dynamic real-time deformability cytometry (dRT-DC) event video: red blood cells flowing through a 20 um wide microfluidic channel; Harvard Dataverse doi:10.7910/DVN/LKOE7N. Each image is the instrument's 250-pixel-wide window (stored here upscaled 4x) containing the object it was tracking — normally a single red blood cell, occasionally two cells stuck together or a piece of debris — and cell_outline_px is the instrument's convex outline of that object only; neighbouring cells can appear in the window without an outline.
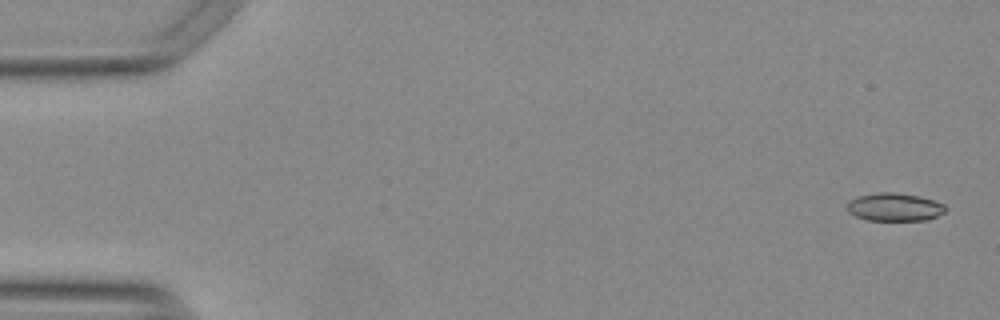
{"species": "Egyptian fruit bat (a non-hibernating species)", "species_latin": "Rousettus aegyptiacus", "temperature_condition": "warm", "stored_images_in_passage": 55, "camera_frame_rate_fps": 3000, "um_per_image_px": 0.085, "animal": {"sex": "female"}, "frame": {"image": 1, "passage_image": 2, "time_ms": 0.333, "image_size_px": [1000, 320], "cell_outline_px": [[944, 212], [928, 220], [868, 220], [856, 216], [848, 212], [848, 200], [860, 196], [876, 192], [896, 192], [920, 196], [936, 200], [944, 204]], "centroid_in_image_um": [76.04, 17.59], "position_along_channel_um": 9.0, "area_um2": 16.07}}
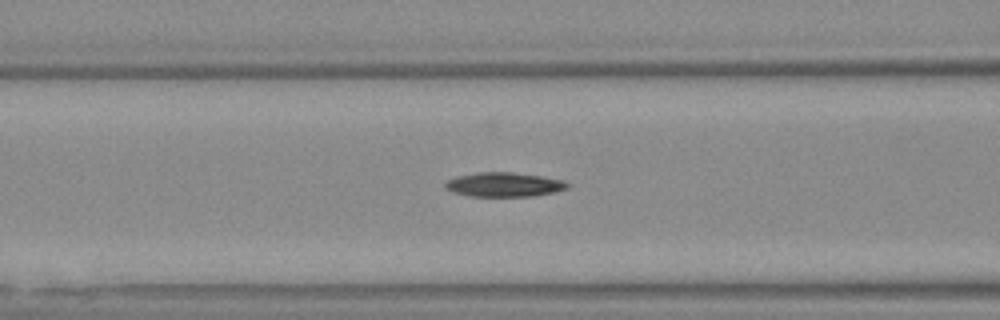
{"frame": {"image": 2, "passage_image": 22, "time_ms": 7.0, "image_size_px": [1000, 320], "cell_outline_px": [[568, 188], [552, 192], [532, 196], [468, 196], [444, 188], [444, 184], [448, 180], [456, 176], [480, 172], [512, 172], [540, 176], [560, 180], [568, 184]], "centroid_in_image_um": [42.79, 15.69], "position_along_channel_um": 123.8, "area_um2": 16.99}}
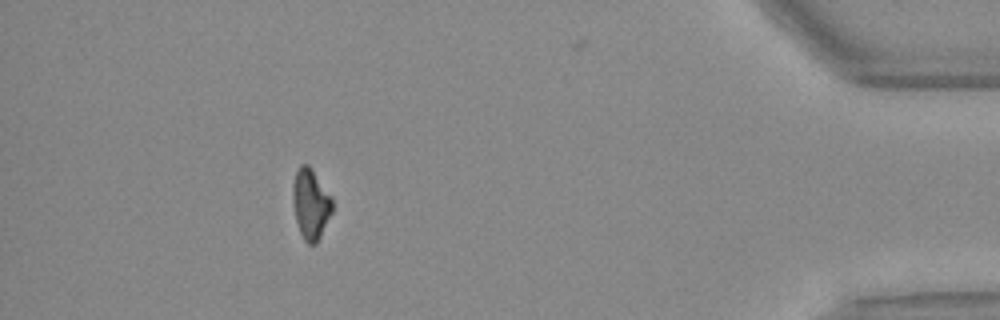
{"frame": {"image": 3, "passage_image": 49, "time_ms": 16.0, "image_size_px": [1000, 320], "cell_outline_px": [[332, 212], [316, 244], [308, 244], [304, 240], [300, 232], [296, 220], [292, 200], [292, 184], [296, 172], [300, 164], [308, 164], [332, 196]], "centroid_in_image_um": [26.4, 17.32], "position_along_channel_um": 408.8, "area_um2": 16.18}, "authors_computed_cell_mechanics": {"area_um2": 16.762, "velocity_mm_per_s": 3.7928, "shape_relaxation_time_tau1_ms": 8.4598, "shape_relaxation_time_tau2_ms": null, "deformation_change_tau1": 0.1763, "deformation_change_tau2": null}}